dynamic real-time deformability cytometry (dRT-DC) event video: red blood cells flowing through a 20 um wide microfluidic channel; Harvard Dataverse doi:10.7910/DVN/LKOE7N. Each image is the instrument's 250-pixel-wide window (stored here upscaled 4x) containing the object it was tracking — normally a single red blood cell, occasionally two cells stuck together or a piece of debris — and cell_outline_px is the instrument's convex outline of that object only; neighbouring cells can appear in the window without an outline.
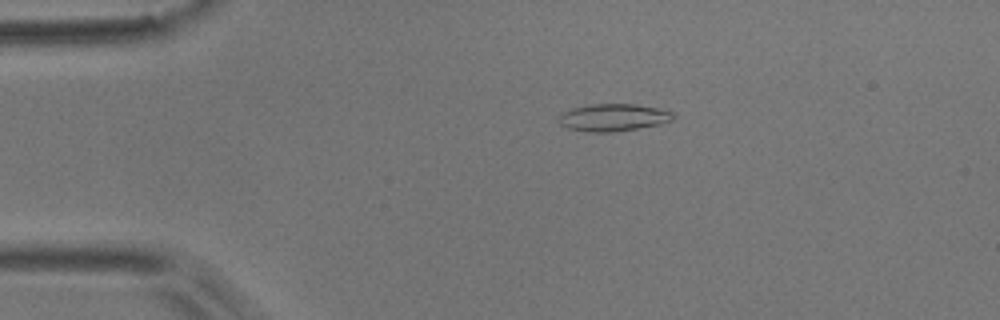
{"species": "common noctule bat (a hibernating species)", "species_latin": "Nyctalus noctula", "temperature_condition": "room temperature", "stored_images_in_passage": 45, "camera_frame_rate_fps": 3000, "um_per_image_px": 0.085, "animal": {"sex": "male", "body_mass_g": 17.9}, "frame": {"image": 1, "passage_image": 2, "time_ms": 0.333, "image_size_px": [1000, 320], "cell_outline_px": [[676, 116], [672, 120], [660, 124], [612, 132], [584, 132], [568, 128], [560, 124], [556, 120], [564, 112], [572, 108], [588, 104], [636, 104], [676, 112]], "centroid_in_image_um": [52.13, 9.98], "position_along_channel_um": 32.9, "area_um2": 18.32}}
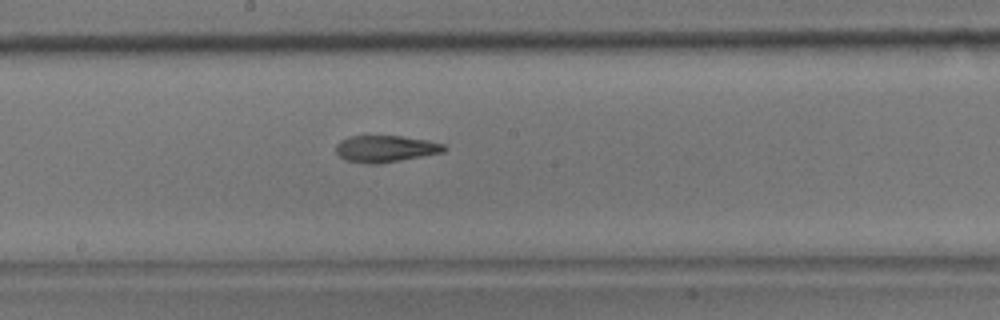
{"frame": {"image": 2, "passage_image": 20, "time_ms": 6.333, "image_size_px": [1000, 320], "cell_outline_px": [[448, 148], [444, 152], [400, 160], [376, 164], [368, 164], [344, 160], [336, 152], [336, 144], [340, 140], [348, 136], [404, 136], [428, 140], [444, 144]], "centroid_in_image_um": [32.76, 12.64], "position_along_channel_um": 215.4, "area_um2": 16.94}}
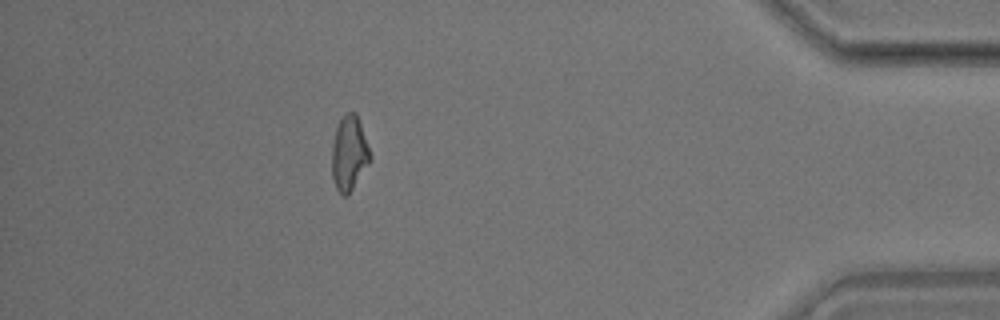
{"frame": {"image": 3, "passage_image": 39, "time_ms": 12.667, "image_size_px": [1000, 320], "cell_outline_px": [[372, 160], [348, 196], [344, 196], [336, 188], [332, 176], [332, 144], [336, 128], [344, 112], [356, 112], [372, 156]], "centroid_in_image_um": [29.69, 13.04], "position_along_channel_um": 405.5, "area_um2": 16.82}, "authors_computed_cell_mechanics": {"area_um2": 16.9354, "velocity_mm_per_s": 3.7528, "shape_relaxation_time_tau1_ms": 5.8928, "shape_relaxation_time_tau2_ms": 3.1448, "deformation_change_tau1": 0.1773, "deformation_change_tau2": 0.0809}}